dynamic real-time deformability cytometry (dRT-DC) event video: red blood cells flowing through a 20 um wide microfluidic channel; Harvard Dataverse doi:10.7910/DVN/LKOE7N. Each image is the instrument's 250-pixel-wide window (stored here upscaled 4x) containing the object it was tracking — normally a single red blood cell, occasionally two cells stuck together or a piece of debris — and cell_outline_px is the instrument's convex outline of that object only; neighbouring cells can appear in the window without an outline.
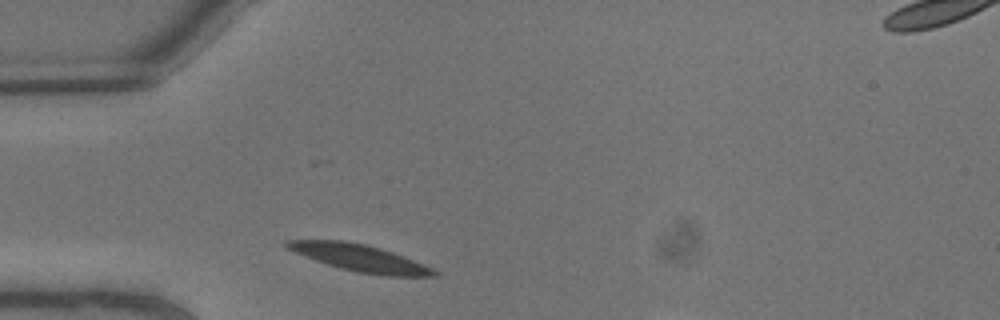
{"species": "common noctule bat (a hibernating species)", "species_latin": "Nyctalus noctula", "temperature_condition": "warm", "stored_images_in_passage": 4, "camera_frame_rate_fps": 3000, "um_per_image_px": 0.085, "animal": {"sex": "male", "body_mass_g": 13.3}, "frame": {"image": 1, "passage_image": 1, "time_ms": 0.0, "image_size_px": [1000, 320], "cell_outline_px": [[440, 272], [436, 276], [388, 276], [360, 272], [340, 268], [316, 260], [296, 252], [280, 244], [284, 240], [344, 240], [364, 244], [380, 248], [404, 256], [432, 268]], "centroid_in_image_um": [30.58, 21.91], "position_along_channel_um": 54.4, "area_um2": 22.77}}
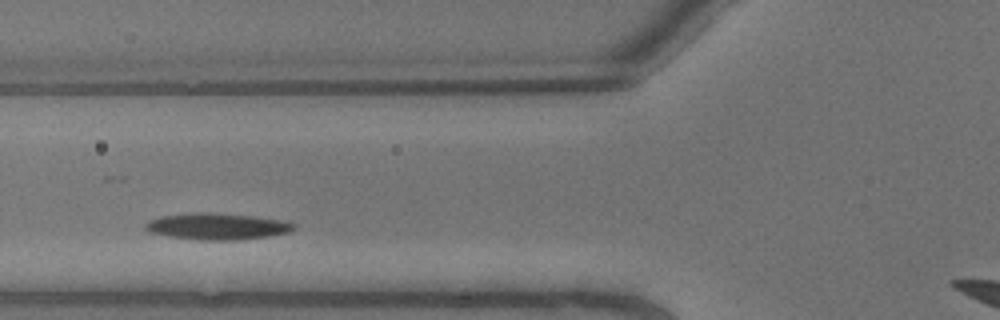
{"frame": {"image": 2, "passage_image": 3, "time_ms": 0.667, "image_size_px": [1000, 320], "cell_outline_px": [[296, 228], [288, 232], [268, 236], [240, 240], [200, 240], [168, 236], [148, 232], [144, 228], [144, 224], [148, 220], [160, 216], [192, 212], [212, 212], [256, 216], [284, 220], [296, 224]], "centroid_in_image_um": [18.44, 19.23], "position_along_channel_um": 107.4, "area_um2": 23.29}}
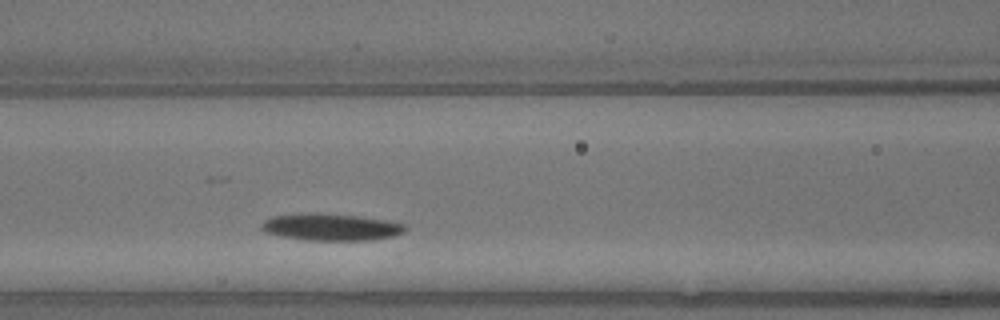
{"frame": {"image": 3, "passage_image": 4, "time_ms": 1.0, "image_size_px": [1000, 320], "cell_outline_px": [[408, 228], [404, 232], [392, 236], [372, 240], [304, 240], [280, 236], [264, 232], [260, 228], [260, 224], [264, 220], [272, 216], [308, 212], [316, 212], [356, 216], [384, 220], [404, 224]], "centroid_in_image_um": [28.07, 19.3], "position_along_channel_um": 138.5, "area_um2": 22.72}}